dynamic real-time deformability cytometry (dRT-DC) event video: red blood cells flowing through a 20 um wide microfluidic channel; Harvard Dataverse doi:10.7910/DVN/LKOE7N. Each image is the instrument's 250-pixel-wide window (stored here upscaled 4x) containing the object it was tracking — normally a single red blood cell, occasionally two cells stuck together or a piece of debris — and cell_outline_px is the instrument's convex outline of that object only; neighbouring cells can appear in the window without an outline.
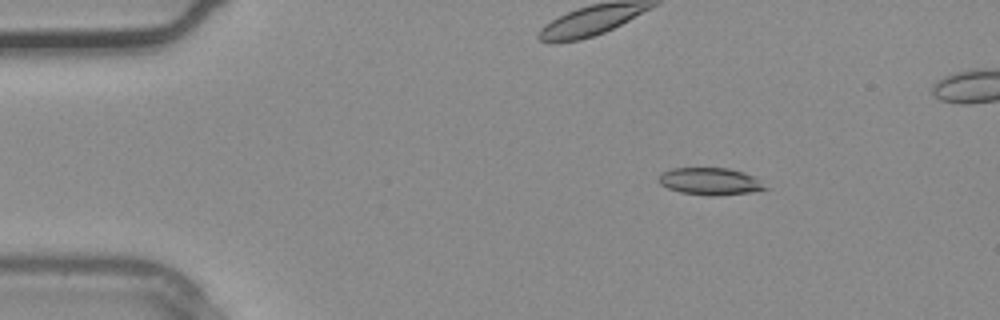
{"species": "common noctule bat (a hibernating species)", "species_latin": "Nyctalus noctula", "temperature_condition": "warm", "stored_images_in_passage": 35, "camera_frame_rate_fps": 3000, "um_per_image_px": 0.085, "animal": {"sex": "male", "body_mass_g": 20.4}, "frame": {"image": 1, "passage_image": 6, "time_ms": 1.667, "image_size_px": [1000, 320], "cell_outline_px": [[768, 188], [752, 192], [716, 196], [712, 196], [680, 192], [668, 188], [660, 184], [660, 176], [664, 172], [672, 168], [728, 168], [744, 172], [752, 176]], "centroid_in_image_um": [60.36, 15.42], "position_along_channel_um": 24.6, "area_um2": 16.59}}